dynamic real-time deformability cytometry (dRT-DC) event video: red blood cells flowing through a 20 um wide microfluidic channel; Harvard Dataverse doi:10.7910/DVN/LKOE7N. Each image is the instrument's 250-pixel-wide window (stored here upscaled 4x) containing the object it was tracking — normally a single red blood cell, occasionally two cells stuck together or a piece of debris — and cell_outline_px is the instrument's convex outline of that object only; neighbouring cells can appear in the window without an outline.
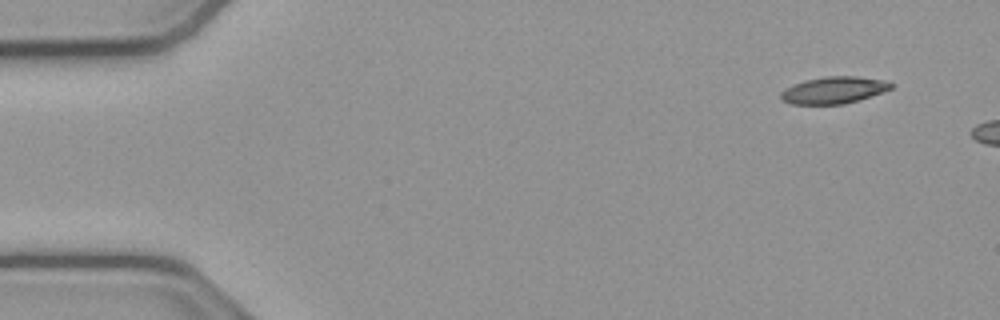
{"species": "common noctule bat (a hibernating species)", "species_latin": "Nyctalus noctula", "temperature_condition": "cold", "stored_images_in_passage": 5, "camera_frame_rate_fps": 3000, "um_per_image_px": 0.085, "animal": {"sex": "male", "body_mass_g": 23.1, "forearm_length_mm": 52.7}, "frame": {"image": 1, "passage_image": 1, "time_ms": 0.0, "image_size_px": [1000, 320], "cell_outline_px": [[892, 88], [872, 96], [860, 100], [844, 104], [792, 104], [780, 100], [780, 92], [796, 84], [808, 80], [828, 76], [856, 76], [880, 80], [892, 84]], "centroid_in_image_um": [70.86, 7.68], "position_along_channel_um": 14.1, "area_um2": 16.94}}